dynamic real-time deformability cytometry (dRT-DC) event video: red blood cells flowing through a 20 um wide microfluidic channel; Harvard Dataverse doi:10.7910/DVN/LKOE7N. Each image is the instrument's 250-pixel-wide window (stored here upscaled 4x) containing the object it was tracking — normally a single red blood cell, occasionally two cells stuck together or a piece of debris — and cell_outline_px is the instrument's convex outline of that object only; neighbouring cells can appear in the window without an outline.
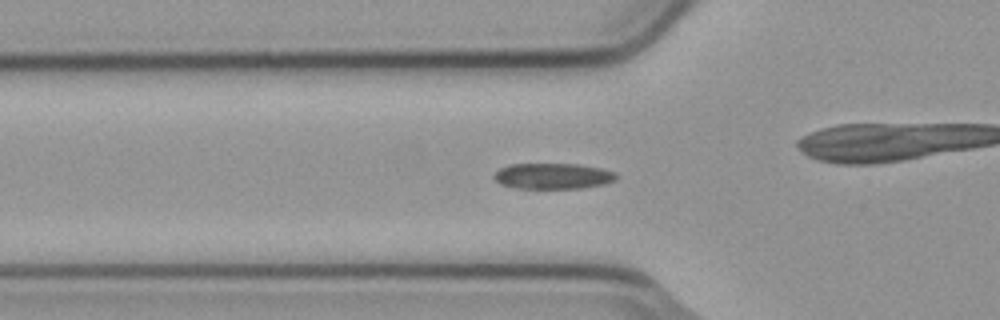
{"species": "common noctule bat (a hibernating species)", "species_latin": "Nyctalus noctula", "temperature_condition": "cold", "stored_images_in_passage": 51, "camera_frame_rate_fps": 3000, "um_per_image_px": 0.085, "animal": {"sex": "male", "body_mass_g": 23.1, "forearm_length_mm": 52.7}, "frame": {"image": 1, "passage_image": 14, "time_ms": 4.333, "image_size_px": [1000, 320], "cell_outline_px": [[616, 180], [604, 184], [580, 188], [520, 188], [500, 184], [492, 176], [500, 168], [508, 164], [580, 164], [600, 168], [616, 172]], "centroid_in_image_um": [47.0, 14.96], "position_along_channel_um": 78.8, "area_um2": 18.32}}
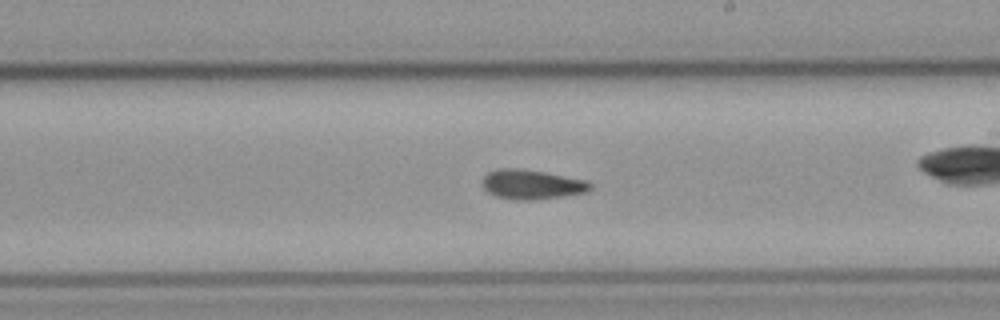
{"frame": {"image": 2, "passage_image": 27, "time_ms": 8.667, "image_size_px": [1000, 320], "cell_outline_px": [[592, 188], [584, 192], [536, 200], [512, 200], [496, 196], [488, 192], [484, 188], [484, 176], [488, 172], [496, 168], [516, 168], [544, 172], [584, 180], [592, 184]], "centroid_in_image_um": [45.16, 15.68], "position_along_channel_um": 243.8, "area_um2": 18.32}}
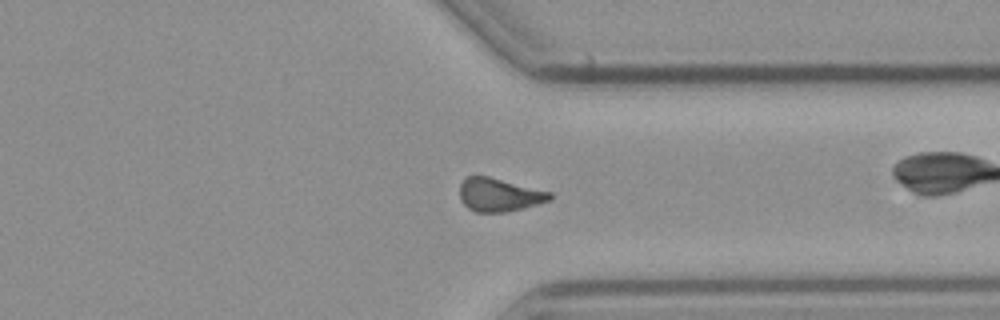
{"frame": {"image": 3, "passage_image": 37, "time_ms": 12.0, "image_size_px": [1000, 320], "cell_outline_px": [[552, 196], [548, 200], [524, 208], [504, 212], [476, 212], [468, 208], [460, 200], [460, 184], [468, 176], [488, 176], [552, 192]], "centroid_in_image_um": [42.41, 16.56], "position_along_channel_um": 369.0, "area_um2": 17.34}, "authors_computed_cell_mechanics": {"area_um2": 18.0336, "velocity_mm_per_s": 3.7748, "shape_relaxation_time_tau1_ms": null, "shape_relaxation_time_tau2_ms": 2.9295, "deformation_change_tau1": null, "deformation_change_tau2": 0.0934}}